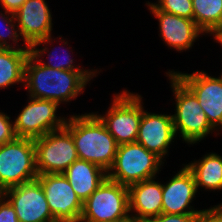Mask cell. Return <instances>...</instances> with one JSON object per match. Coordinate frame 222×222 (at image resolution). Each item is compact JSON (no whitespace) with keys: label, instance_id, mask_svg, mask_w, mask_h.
Returning a JSON list of instances; mask_svg holds the SVG:
<instances>
[{"label":"cell","instance_id":"cell-11","mask_svg":"<svg viewBox=\"0 0 222 222\" xmlns=\"http://www.w3.org/2000/svg\"><path fill=\"white\" fill-rule=\"evenodd\" d=\"M178 167L179 171H173L172 176L166 177L167 181L162 179V213L205 214L213 205L202 209L194 204L196 197L200 196L194 175L184 163Z\"/></svg>","mask_w":222,"mask_h":222},{"label":"cell","instance_id":"cell-12","mask_svg":"<svg viewBox=\"0 0 222 222\" xmlns=\"http://www.w3.org/2000/svg\"><path fill=\"white\" fill-rule=\"evenodd\" d=\"M145 8L157 20L158 36L161 38L163 45L168 50L183 53L190 52L194 48L195 42L204 39L207 35L196 25L193 19L180 17L162 10H159L150 0H147ZM204 36V37H203Z\"/></svg>","mask_w":222,"mask_h":222},{"label":"cell","instance_id":"cell-19","mask_svg":"<svg viewBox=\"0 0 222 222\" xmlns=\"http://www.w3.org/2000/svg\"><path fill=\"white\" fill-rule=\"evenodd\" d=\"M222 153L207 152L200 155L199 159H194L184 163L193 173L198 192H222ZM202 189V190H201ZM200 190V191H199ZM208 191V192H207ZM221 191V192H220Z\"/></svg>","mask_w":222,"mask_h":222},{"label":"cell","instance_id":"cell-1","mask_svg":"<svg viewBox=\"0 0 222 222\" xmlns=\"http://www.w3.org/2000/svg\"><path fill=\"white\" fill-rule=\"evenodd\" d=\"M101 72L53 69L40 64L30 54L25 64L24 91L28 97L51 100L67 108L84 95L87 86Z\"/></svg>","mask_w":222,"mask_h":222},{"label":"cell","instance_id":"cell-29","mask_svg":"<svg viewBox=\"0 0 222 222\" xmlns=\"http://www.w3.org/2000/svg\"><path fill=\"white\" fill-rule=\"evenodd\" d=\"M27 0H0V6L11 13H15Z\"/></svg>","mask_w":222,"mask_h":222},{"label":"cell","instance_id":"cell-10","mask_svg":"<svg viewBox=\"0 0 222 222\" xmlns=\"http://www.w3.org/2000/svg\"><path fill=\"white\" fill-rule=\"evenodd\" d=\"M167 72H173L194 93L210 125L221 135L222 75H213L201 69L191 73L178 69H167Z\"/></svg>","mask_w":222,"mask_h":222},{"label":"cell","instance_id":"cell-26","mask_svg":"<svg viewBox=\"0 0 222 222\" xmlns=\"http://www.w3.org/2000/svg\"><path fill=\"white\" fill-rule=\"evenodd\" d=\"M203 214H165L148 219L144 222H196Z\"/></svg>","mask_w":222,"mask_h":222},{"label":"cell","instance_id":"cell-28","mask_svg":"<svg viewBox=\"0 0 222 222\" xmlns=\"http://www.w3.org/2000/svg\"><path fill=\"white\" fill-rule=\"evenodd\" d=\"M196 222H222V207H212L201 215Z\"/></svg>","mask_w":222,"mask_h":222},{"label":"cell","instance_id":"cell-9","mask_svg":"<svg viewBox=\"0 0 222 222\" xmlns=\"http://www.w3.org/2000/svg\"><path fill=\"white\" fill-rule=\"evenodd\" d=\"M39 174L63 173L78 159L72 134L64 127L34 140Z\"/></svg>","mask_w":222,"mask_h":222},{"label":"cell","instance_id":"cell-7","mask_svg":"<svg viewBox=\"0 0 222 222\" xmlns=\"http://www.w3.org/2000/svg\"><path fill=\"white\" fill-rule=\"evenodd\" d=\"M129 216L128 187L106 177L83 203L79 222H113Z\"/></svg>","mask_w":222,"mask_h":222},{"label":"cell","instance_id":"cell-13","mask_svg":"<svg viewBox=\"0 0 222 222\" xmlns=\"http://www.w3.org/2000/svg\"><path fill=\"white\" fill-rule=\"evenodd\" d=\"M148 110L150 109L144 108L142 111L136 142L155 153L167 165L166 159L170 155V148L173 149L172 146L177 144L178 140L172 113L167 111L156 113Z\"/></svg>","mask_w":222,"mask_h":222},{"label":"cell","instance_id":"cell-34","mask_svg":"<svg viewBox=\"0 0 222 222\" xmlns=\"http://www.w3.org/2000/svg\"><path fill=\"white\" fill-rule=\"evenodd\" d=\"M2 194H3V191L0 189V196H2Z\"/></svg>","mask_w":222,"mask_h":222},{"label":"cell","instance_id":"cell-6","mask_svg":"<svg viewBox=\"0 0 222 222\" xmlns=\"http://www.w3.org/2000/svg\"><path fill=\"white\" fill-rule=\"evenodd\" d=\"M25 101L26 104L19 111L16 110L19 113L13 117L17 137L35 140L65 127L69 113L66 114L67 117L64 112L61 113L59 110L62 107L58 103L28 96Z\"/></svg>","mask_w":222,"mask_h":222},{"label":"cell","instance_id":"cell-23","mask_svg":"<svg viewBox=\"0 0 222 222\" xmlns=\"http://www.w3.org/2000/svg\"><path fill=\"white\" fill-rule=\"evenodd\" d=\"M23 43V44H21ZM0 48L30 49V46L21 37L14 13L5 11L0 6Z\"/></svg>","mask_w":222,"mask_h":222},{"label":"cell","instance_id":"cell-4","mask_svg":"<svg viewBox=\"0 0 222 222\" xmlns=\"http://www.w3.org/2000/svg\"><path fill=\"white\" fill-rule=\"evenodd\" d=\"M107 110L93 111L120 145L136 142L144 105L143 95L128 88L111 96Z\"/></svg>","mask_w":222,"mask_h":222},{"label":"cell","instance_id":"cell-30","mask_svg":"<svg viewBox=\"0 0 222 222\" xmlns=\"http://www.w3.org/2000/svg\"><path fill=\"white\" fill-rule=\"evenodd\" d=\"M213 39L212 41L214 43H218V46H221L222 48V27L210 38V40Z\"/></svg>","mask_w":222,"mask_h":222},{"label":"cell","instance_id":"cell-3","mask_svg":"<svg viewBox=\"0 0 222 222\" xmlns=\"http://www.w3.org/2000/svg\"><path fill=\"white\" fill-rule=\"evenodd\" d=\"M175 108H171L176 136L180 143L190 146L200 145L211 136L220 135L209 123L206 113L201 109L194 93L173 73L165 71ZM173 110V111H172ZM174 113V114H173ZM203 141V142H202Z\"/></svg>","mask_w":222,"mask_h":222},{"label":"cell","instance_id":"cell-8","mask_svg":"<svg viewBox=\"0 0 222 222\" xmlns=\"http://www.w3.org/2000/svg\"><path fill=\"white\" fill-rule=\"evenodd\" d=\"M36 169L34 140L17 137L0 146V189L35 180Z\"/></svg>","mask_w":222,"mask_h":222},{"label":"cell","instance_id":"cell-33","mask_svg":"<svg viewBox=\"0 0 222 222\" xmlns=\"http://www.w3.org/2000/svg\"><path fill=\"white\" fill-rule=\"evenodd\" d=\"M221 64H222V63H221ZM221 67H222V66H221ZM219 71H220V73H219V74H220V75H222V69H221V70L219 69Z\"/></svg>","mask_w":222,"mask_h":222},{"label":"cell","instance_id":"cell-5","mask_svg":"<svg viewBox=\"0 0 222 222\" xmlns=\"http://www.w3.org/2000/svg\"><path fill=\"white\" fill-rule=\"evenodd\" d=\"M166 163L141 144L124 143L118 146L113 166L107 177L126 187L154 178L162 173Z\"/></svg>","mask_w":222,"mask_h":222},{"label":"cell","instance_id":"cell-25","mask_svg":"<svg viewBox=\"0 0 222 222\" xmlns=\"http://www.w3.org/2000/svg\"><path fill=\"white\" fill-rule=\"evenodd\" d=\"M0 108V146L17 138L14 129L13 116ZM12 118V119H11Z\"/></svg>","mask_w":222,"mask_h":222},{"label":"cell","instance_id":"cell-27","mask_svg":"<svg viewBox=\"0 0 222 222\" xmlns=\"http://www.w3.org/2000/svg\"><path fill=\"white\" fill-rule=\"evenodd\" d=\"M0 222H20L13 206L3 195L0 196Z\"/></svg>","mask_w":222,"mask_h":222},{"label":"cell","instance_id":"cell-21","mask_svg":"<svg viewBox=\"0 0 222 222\" xmlns=\"http://www.w3.org/2000/svg\"><path fill=\"white\" fill-rule=\"evenodd\" d=\"M29 55L30 49L0 48V91L16 85L24 87L25 64Z\"/></svg>","mask_w":222,"mask_h":222},{"label":"cell","instance_id":"cell-17","mask_svg":"<svg viewBox=\"0 0 222 222\" xmlns=\"http://www.w3.org/2000/svg\"><path fill=\"white\" fill-rule=\"evenodd\" d=\"M47 0H27L15 13L21 37L31 46L54 33L52 9Z\"/></svg>","mask_w":222,"mask_h":222},{"label":"cell","instance_id":"cell-31","mask_svg":"<svg viewBox=\"0 0 222 222\" xmlns=\"http://www.w3.org/2000/svg\"><path fill=\"white\" fill-rule=\"evenodd\" d=\"M116 222H142L136 219L135 217L129 216L128 218L121 220V221H116Z\"/></svg>","mask_w":222,"mask_h":222},{"label":"cell","instance_id":"cell-16","mask_svg":"<svg viewBox=\"0 0 222 222\" xmlns=\"http://www.w3.org/2000/svg\"><path fill=\"white\" fill-rule=\"evenodd\" d=\"M68 39L67 37L64 38L63 35L57 34L56 37L54 34L49 35L46 38L34 42L30 46V54L40 64L53 69L69 71H103L101 68L85 67L82 62L78 63L74 60V56L77 55L78 52L75 54L74 47L71 46V42L70 40L68 41ZM54 44H58L60 50L57 47H53Z\"/></svg>","mask_w":222,"mask_h":222},{"label":"cell","instance_id":"cell-24","mask_svg":"<svg viewBox=\"0 0 222 222\" xmlns=\"http://www.w3.org/2000/svg\"><path fill=\"white\" fill-rule=\"evenodd\" d=\"M159 10L193 19L192 0H156L152 2Z\"/></svg>","mask_w":222,"mask_h":222},{"label":"cell","instance_id":"cell-32","mask_svg":"<svg viewBox=\"0 0 222 222\" xmlns=\"http://www.w3.org/2000/svg\"><path fill=\"white\" fill-rule=\"evenodd\" d=\"M213 207H222V202L217 203L216 205L214 204Z\"/></svg>","mask_w":222,"mask_h":222},{"label":"cell","instance_id":"cell-14","mask_svg":"<svg viewBox=\"0 0 222 222\" xmlns=\"http://www.w3.org/2000/svg\"><path fill=\"white\" fill-rule=\"evenodd\" d=\"M49 209L57 222H79L83 203L63 173L39 174Z\"/></svg>","mask_w":222,"mask_h":222},{"label":"cell","instance_id":"cell-20","mask_svg":"<svg viewBox=\"0 0 222 222\" xmlns=\"http://www.w3.org/2000/svg\"><path fill=\"white\" fill-rule=\"evenodd\" d=\"M77 197L84 203L107 177V172L89 161L77 159L64 172Z\"/></svg>","mask_w":222,"mask_h":222},{"label":"cell","instance_id":"cell-18","mask_svg":"<svg viewBox=\"0 0 222 222\" xmlns=\"http://www.w3.org/2000/svg\"><path fill=\"white\" fill-rule=\"evenodd\" d=\"M158 177L128 187L130 216L144 222L162 213V179Z\"/></svg>","mask_w":222,"mask_h":222},{"label":"cell","instance_id":"cell-2","mask_svg":"<svg viewBox=\"0 0 222 222\" xmlns=\"http://www.w3.org/2000/svg\"><path fill=\"white\" fill-rule=\"evenodd\" d=\"M65 128L72 134L78 159L89 161L108 172L114 164L119 144L93 112H70Z\"/></svg>","mask_w":222,"mask_h":222},{"label":"cell","instance_id":"cell-15","mask_svg":"<svg viewBox=\"0 0 222 222\" xmlns=\"http://www.w3.org/2000/svg\"><path fill=\"white\" fill-rule=\"evenodd\" d=\"M2 195L13 206L20 222H57L37 179L8 188Z\"/></svg>","mask_w":222,"mask_h":222},{"label":"cell","instance_id":"cell-22","mask_svg":"<svg viewBox=\"0 0 222 222\" xmlns=\"http://www.w3.org/2000/svg\"><path fill=\"white\" fill-rule=\"evenodd\" d=\"M193 20L212 37L222 27V0H192Z\"/></svg>","mask_w":222,"mask_h":222}]
</instances>
